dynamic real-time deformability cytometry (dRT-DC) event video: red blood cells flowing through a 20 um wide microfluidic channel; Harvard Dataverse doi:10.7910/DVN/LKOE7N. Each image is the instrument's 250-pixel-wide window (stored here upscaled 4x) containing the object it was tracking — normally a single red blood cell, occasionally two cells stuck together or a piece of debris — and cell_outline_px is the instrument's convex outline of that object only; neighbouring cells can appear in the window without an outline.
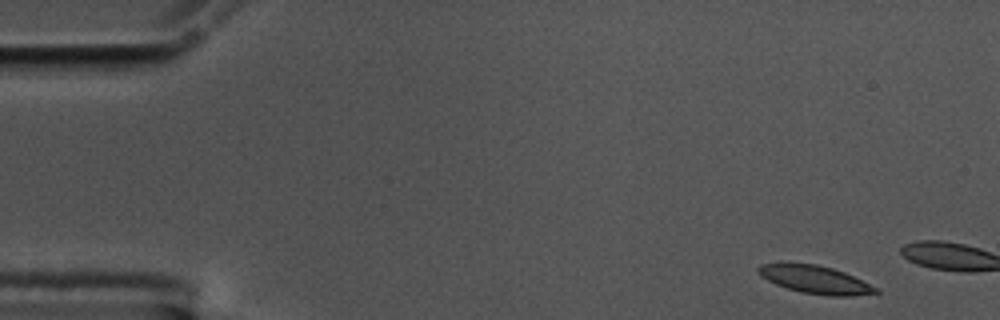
{"species": "common noctule bat (a hibernating species)", "species_latin": "Nyctalus noctula", "temperature_condition": "cold", "stored_images_in_passage": 9, "camera_frame_rate_fps": 3000, "um_per_image_px": 0.085, "animal": {"sex": "male", "body_mass_g": 17.5, "forearm_length_mm": 52.3}, "frame": {"image": 1, "passage_image": 1, "time_ms": 0.0, "image_size_px": [1000, 320], "cell_outline_px": [[880, 292], [848, 296], [828, 296], [800, 292], [776, 284], [760, 276], [756, 268], [760, 264], [816, 264], [832, 268], [844, 272], [880, 288]], "centroid_in_image_um": [69.33, 23.78], "position_along_channel_um": 15.7, "area_um2": 18.9}}